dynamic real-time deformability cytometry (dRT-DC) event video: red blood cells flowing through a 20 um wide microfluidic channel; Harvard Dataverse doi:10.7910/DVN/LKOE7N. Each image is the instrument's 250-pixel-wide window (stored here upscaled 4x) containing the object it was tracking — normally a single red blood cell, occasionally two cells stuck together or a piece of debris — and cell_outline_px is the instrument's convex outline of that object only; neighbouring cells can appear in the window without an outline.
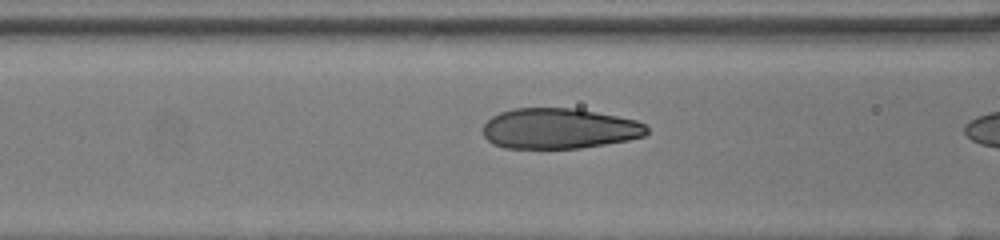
{"species": "human", "species_latin": "Homo sapiens", "temperature_condition": "room temperature", "stored_images_in_passage": 14, "camera_frame_rate_fps": 3000, "um_per_image_px": 0.085, "donor": {"sex": "female"}, "frame": {"image": 1, "passage_image": 13, "time_ms": 4.0, "image_size_px": [1000, 240], "cell_outline_px": [[648, 132], [644, 136], [628, 140], [580, 148], [504, 148], [492, 144], [484, 136], [484, 124], [492, 116], [500, 112], [512, 108], [576, 108], [636, 120], [644, 124], [648, 128]], "centroid_in_image_um": [47.51, 10.92], "position_along_channel_um": 119.1, "area_um2": 38.67}}